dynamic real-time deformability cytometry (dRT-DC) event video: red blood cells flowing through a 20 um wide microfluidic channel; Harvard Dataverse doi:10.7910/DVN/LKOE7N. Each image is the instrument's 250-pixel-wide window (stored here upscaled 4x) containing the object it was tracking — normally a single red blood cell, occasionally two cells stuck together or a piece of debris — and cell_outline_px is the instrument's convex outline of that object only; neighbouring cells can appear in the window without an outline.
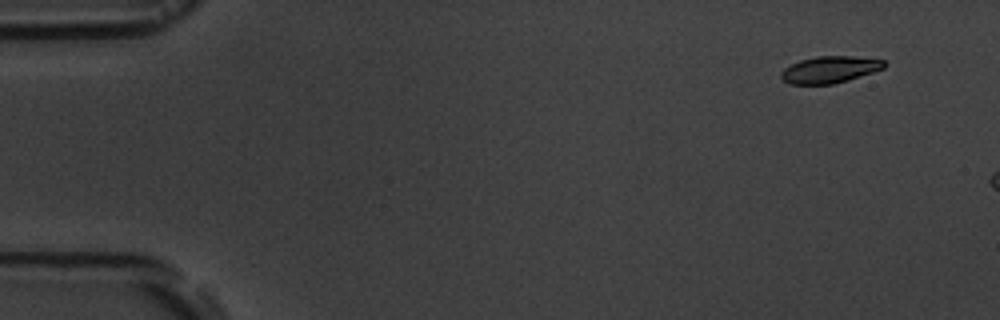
{"species": "common noctule bat (a hibernating species)", "species_latin": "Nyctalus noctula", "temperature_condition": "room temperature", "stored_images_in_passage": 3, "camera_frame_rate_fps": 3000, "um_per_image_px": 0.085, "animal": {"sex": "male", "body_mass_g": 19.5, "forearm_length_mm": 54.6}, "frame": {"image": 1, "passage_image": 1, "time_ms": 0.0, "image_size_px": [1000, 320], "cell_outline_px": [[884, 68], [848, 80], [832, 84], [792, 84], [784, 80], [780, 76], [780, 72], [784, 68], [800, 60], [816, 56], [852, 56], [884, 60]], "centroid_in_image_um": [70.5, 5.91], "position_along_channel_um": 14.5, "area_um2": 15.9}}